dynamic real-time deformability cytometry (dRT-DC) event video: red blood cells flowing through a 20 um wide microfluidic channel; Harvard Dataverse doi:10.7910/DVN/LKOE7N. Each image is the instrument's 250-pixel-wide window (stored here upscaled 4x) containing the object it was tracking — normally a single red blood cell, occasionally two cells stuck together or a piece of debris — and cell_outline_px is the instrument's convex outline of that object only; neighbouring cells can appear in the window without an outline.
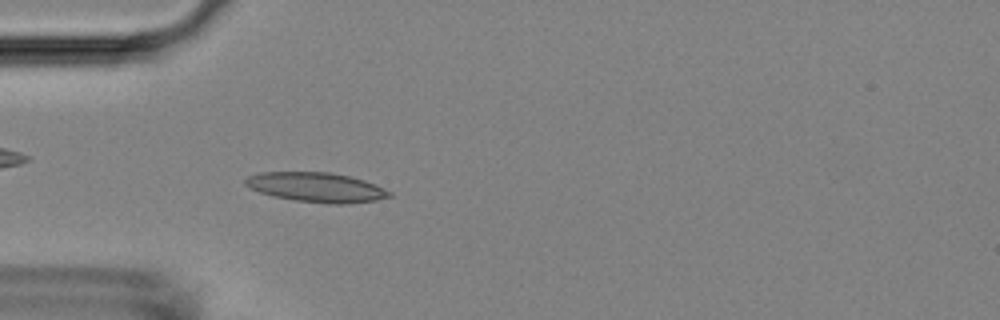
{"species": "Egyptian fruit bat (a non-hibernating species)", "species_latin": "Rousettus aegyptiacus", "temperature_condition": "room temperature", "stored_images_in_passage": 52, "camera_frame_rate_fps": 3000, "um_per_image_px": 0.085, "animal": {"sex": "female"}, "frame": {"image": 1, "passage_image": 15, "time_ms": 4.667, "image_size_px": [1000, 320], "cell_outline_px": [[392, 196], [376, 200], [348, 204], [328, 204], [296, 200], [272, 196], [260, 192], [244, 184], [244, 180], [248, 176], [260, 172], [328, 172], [348, 176], [364, 180], [384, 188], [392, 192]], "centroid_in_image_um": [26.9, 15.92], "position_along_channel_um": 58.1, "area_um2": 24.8}}
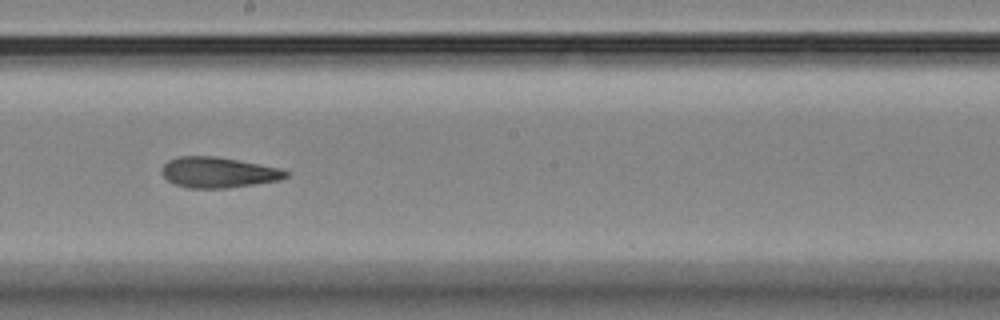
{"frame": {"image": 2, "passage_image": 29, "time_ms": 9.333, "image_size_px": [1000, 320], "cell_outline_px": [[288, 176], [280, 180], [256, 184], [228, 188], [188, 188], [176, 184], [168, 180], [160, 172], [160, 168], [168, 160], [180, 156], [216, 156], [260, 164], [280, 168], [288, 172]], "centroid_in_image_um": [18.54, 14.65], "position_along_channel_um": 229.7, "area_um2": 22.2}}
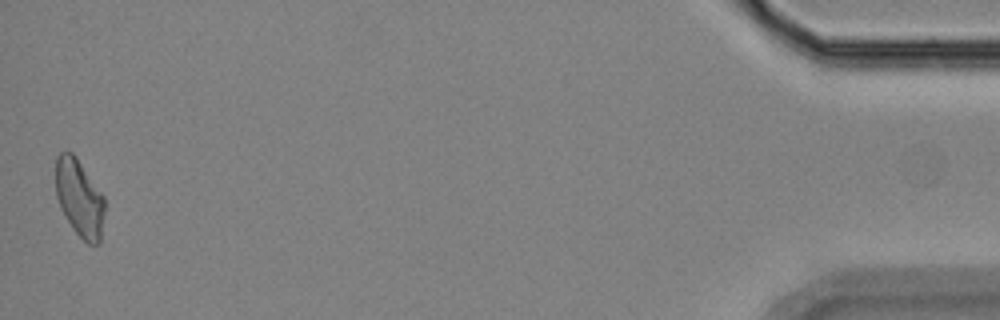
{"frame": {"image": 3, "passage_image": 52, "time_ms": 17.0, "image_size_px": [1000, 320], "cell_outline_px": [[104, 212], [100, 244], [88, 244], [72, 228], [60, 208], [56, 196], [56, 156], [60, 152], [72, 152], [76, 156], [104, 196]], "centroid_in_image_um": [6.75, 16.83], "position_along_channel_um": 428.5, "area_um2": 22.08}, "authors_computed_cell_mechanics": {"area_um2": 22.4553, "velocity_mm_per_s": 3.7354, "shape_relaxation_time_tau1_ms": null, "shape_relaxation_time_tau2_ms": 3.3117, "deformation_change_tau1": null, "deformation_change_tau2": 0.1204}}